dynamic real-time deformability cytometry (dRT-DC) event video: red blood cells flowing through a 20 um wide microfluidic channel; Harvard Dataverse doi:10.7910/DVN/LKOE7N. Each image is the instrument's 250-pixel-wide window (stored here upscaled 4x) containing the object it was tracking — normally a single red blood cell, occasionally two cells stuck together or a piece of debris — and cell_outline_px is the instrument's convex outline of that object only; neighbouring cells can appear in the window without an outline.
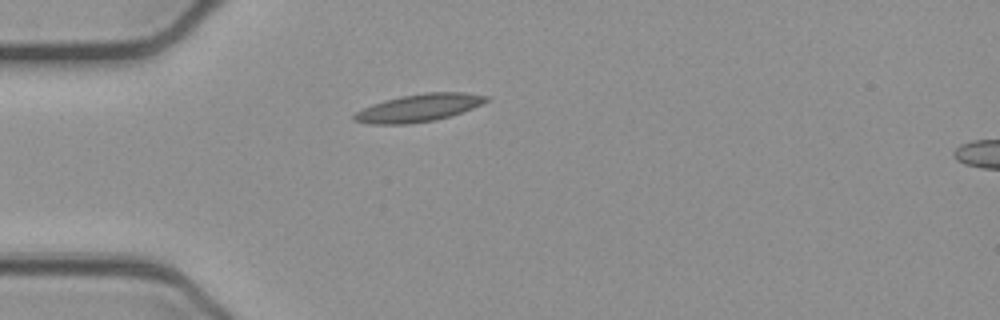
{"species": "common noctule bat (a hibernating species)", "species_latin": "Nyctalus noctula", "temperature_condition": "cold", "stored_images_in_passage": 39, "camera_frame_rate_fps": 3000, "um_per_image_px": 0.085, "animal": {"sex": "female", "body_mass_g": 21.9}, "frame": {"image": 1, "passage_image": 1, "time_ms": 0.0, "image_size_px": [1000, 320], "cell_outline_px": [[488, 100], [472, 108], [436, 120], [408, 124], [372, 124], [352, 120], [352, 116], [356, 112], [372, 104], [384, 100], [400, 96], [424, 92], [464, 92], [488, 96]], "centroid_in_image_um": [35.56, 9.16], "position_along_channel_um": 49.4, "area_um2": 21.1}}
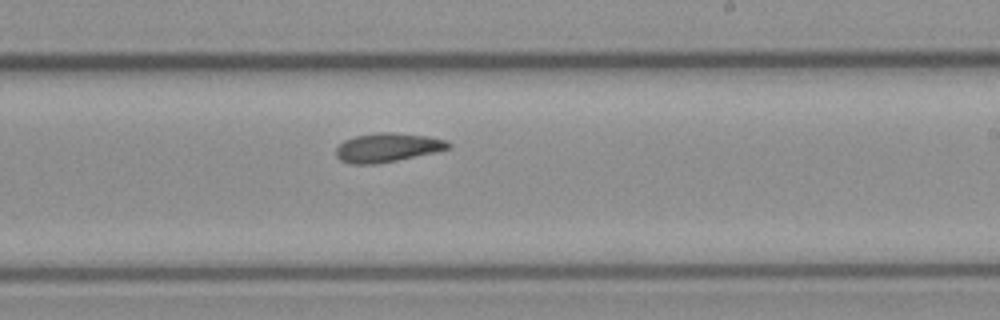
{"frame": {"image": 2, "passage_image": 18, "time_ms": 5.667, "image_size_px": [1000, 320], "cell_outline_px": [[452, 148], [436, 152], [376, 164], [352, 164], [340, 160], [336, 156], [336, 148], [344, 140], [356, 136], [376, 132], [392, 132], [428, 136], [448, 140], [452, 144]], "centroid_in_image_um": [32.97, 12.53], "position_along_channel_um": 256.0, "area_um2": 19.07}}
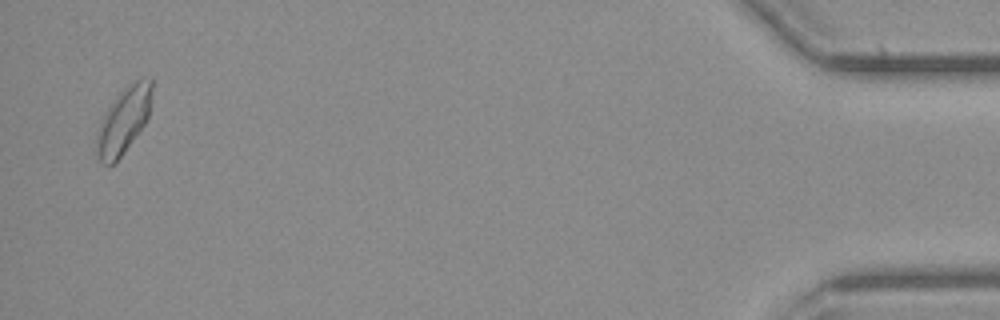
{"frame": {"image": 3, "passage_image": 38, "time_ms": 12.333, "image_size_px": [1000, 320], "cell_outline_px": [[152, 92], [148, 116], [144, 124], [120, 156], [108, 168], [100, 160], [96, 152], [96, 132], [100, 120], [104, 112], [120, 92], [132, 80], [152, 76]], "centroid_in_image_um": [10.49, 10.19], "position_along_channel_um": 424.7, "area_um2": 21.27}, "authors_computed_cell_mechanics": {"area_um2": 19.074, "velocity_mm_per_s": 3.8668, "shape_relaxation_time_tau1_ms": 8.7225, "shape_relaxation_time_tau2_ms": null, "deformation_change_tau1": 0.1762, "deformation_change_tau2": null}}